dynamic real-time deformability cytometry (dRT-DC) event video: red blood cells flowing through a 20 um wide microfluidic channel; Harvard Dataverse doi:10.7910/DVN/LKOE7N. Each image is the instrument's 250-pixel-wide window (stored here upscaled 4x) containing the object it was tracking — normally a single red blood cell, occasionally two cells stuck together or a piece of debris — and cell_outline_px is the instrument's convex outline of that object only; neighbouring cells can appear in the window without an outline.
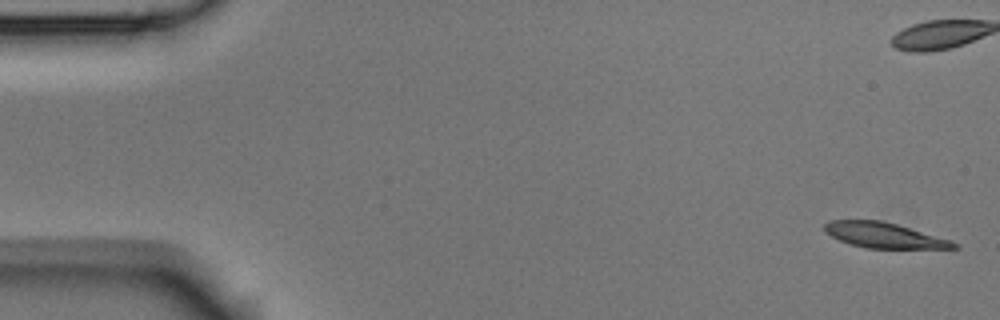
{"species": "Egyptian fruit bat (a non-hibernating species)", "species_latin": "Rousettus aegyptiacus", "temperature_condition": "room temperature", "stored_images_in_passage": 5, "camera_frame_rate_fps": 3000, "um_per_image_px": 0.085, "animal": {"sex": "male"}, "frame": {"image": 1, "passage_image": 1, "time_ms": 0.0, "image_size_px": [1000, 320], "cell_outline_px": [[960, 248], [864, 248], [840, 240], [824, 232], [824, 224], [828, 220], [880, 220], [896, 224], [952, 240], [960, 244]], "centroid_in_image_um": [75.16, 19.99], "position_along_channel_um": 9.8, "area_um2": 19.02}}